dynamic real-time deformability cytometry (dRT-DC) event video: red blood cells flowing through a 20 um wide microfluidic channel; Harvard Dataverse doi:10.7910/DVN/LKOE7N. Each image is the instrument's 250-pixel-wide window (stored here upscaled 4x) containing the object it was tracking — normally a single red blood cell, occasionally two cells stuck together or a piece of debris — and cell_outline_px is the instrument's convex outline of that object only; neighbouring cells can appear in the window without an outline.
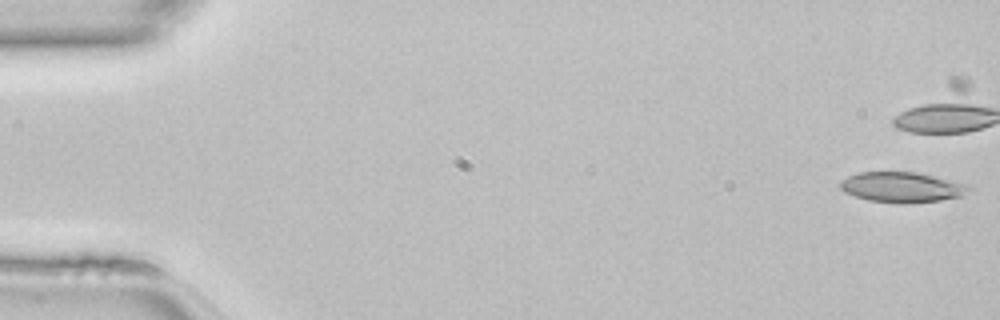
{"species": "common noctule bat (a hibernating species)", "species_latin": "Nyctalus noctula", "temperature_condition": "room temperature", "stored_images_in_passage": 37, "camera_frame_rate_fps": 3000, "um_per_image_px": 0.085, "animal": {"sex": "female", "body_mass_g": 22.7, "forearm_length_mm": 54.2}, "frame": {"image": 1, "passage_image": 1, "time_ms": 0.0, "image_size_px": [1000, 320], "cell_outline_px": [[972, 188], [960, 196], [940, 200], [904, 204], [900, 204], [868, 200], [844, 192], [840, 188], [840, 180], [848, 176], [860, 172], [916, 172], [968, 184]], "centroid_in_image_um": [76.64, 15.91], "position_along_channel_um": 8.4, "area_um2": 22.66}}